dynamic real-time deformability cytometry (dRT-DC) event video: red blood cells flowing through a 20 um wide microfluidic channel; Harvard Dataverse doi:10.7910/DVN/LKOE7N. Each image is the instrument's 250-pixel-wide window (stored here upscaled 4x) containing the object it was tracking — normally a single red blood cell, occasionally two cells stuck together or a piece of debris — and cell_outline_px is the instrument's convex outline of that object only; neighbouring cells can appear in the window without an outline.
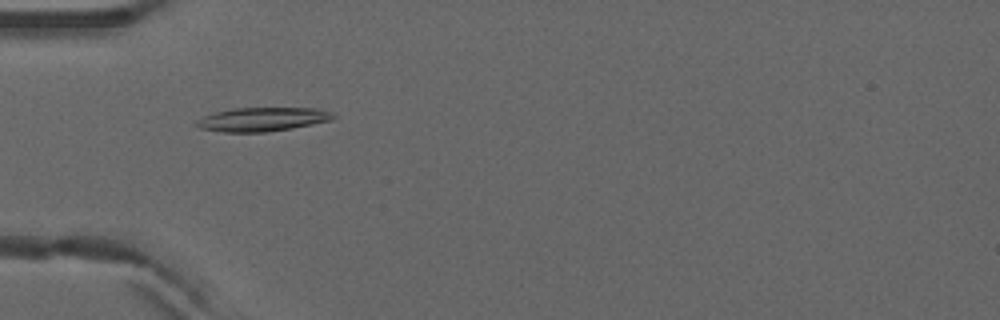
{"species": "common noctule bat (a hibernating species)", "species_latin": "Nyctalus noctula", "temperature_condition": "warm", "stored_images_in_passage": 5, "camera_frame_rate_fps": 3000, "um_per_image_px": 0.085, "animal": {"sex": "male", "forearm_length_mm": 52.5}, "frame": {"image": 1, "passage_image": 2, "time_ms": 0.333, "image_size_px": [1000, 320], "cell_outline_px": [[336, 116], [332, 120], [292, 128], [264, 132], [224, 132], [200, 128], [192, 124], [196, 120], [204, 116], [216, 112], [232, 108], [316, 108], [332, 112]], "centroid_in_image_um": [22.29, 10.14], "position_along_channel_um": 62.7, "area_um2": 19.02}}
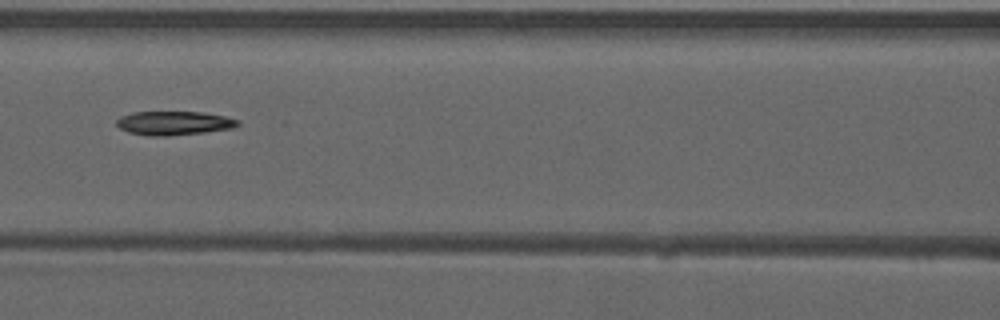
{"frame": {"image": 2, "passage_image": 4, "time_ms": 1.0, "image_size_px": [1000, 320], "cell_outline_px": [[240, 124], [232, 128], [204, 132], [168, 136], [148, 136], [128, 132], [120, 128], [116, 124], [116, 120], [120, 116], [132, 112], [200, 112], [224, 116], [240, 120]], "centroid_in_image_um": [14.76, 10.46], "position_along_channel_um": 151.8, "area_um2": 16.88}}
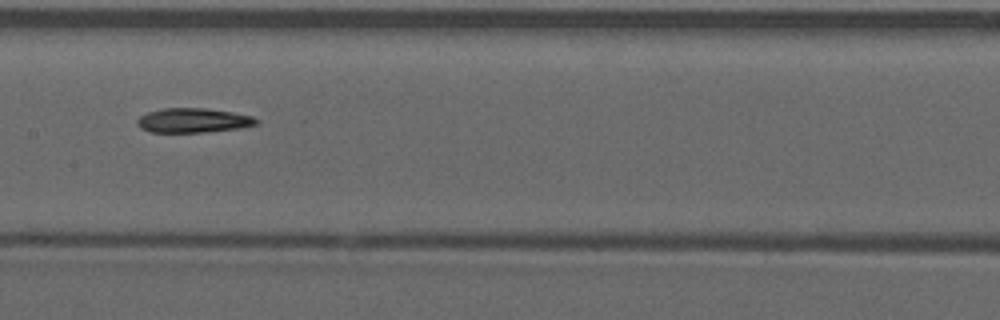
{"frame": {"image": 3, "passage_image": 5, "time_ms": 1.333, "image_size_px": [1000, 320], "cell_outline_px": [[260, 120], [256, 124], [236, 128], [204, 132], [148, 132], [140, 128], [136, 124], [136, 120], [140, 116], [148, 112], [164, 108], [208, 108], [232, 112], [252, 116]], "centroid_in_image_um": [16.37, 10.23], "position_along_channel_um": 191.0, "area_um2": 16.94}}